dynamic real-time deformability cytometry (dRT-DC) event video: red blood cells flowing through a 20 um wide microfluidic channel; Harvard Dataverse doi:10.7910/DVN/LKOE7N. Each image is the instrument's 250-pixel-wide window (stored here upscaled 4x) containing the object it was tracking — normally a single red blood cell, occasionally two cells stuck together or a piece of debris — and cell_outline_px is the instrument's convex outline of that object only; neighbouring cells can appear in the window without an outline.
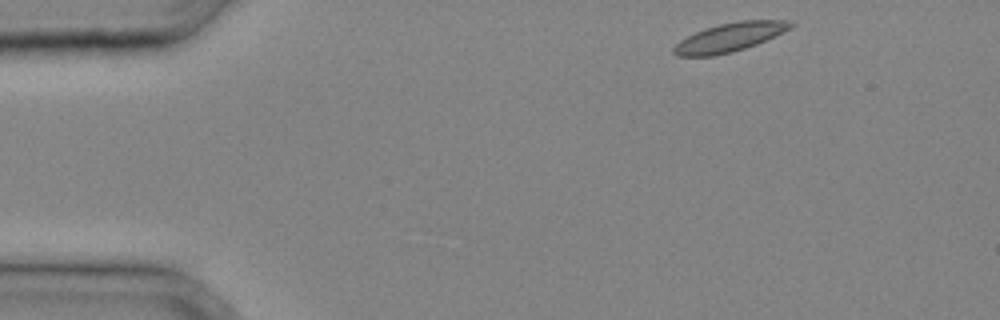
{"species": "common noctule bat (a hibernating species)", "species_latin": "Nyctalus noctula", "temperature_condition": "cold", "stored_images_in_passage": 27, "camera_frame_rate_fps": 3000, "um_per_image_px": 0.085, "animal": {"sex": "male", "body_mass_g": 20.4}, "frame": {"image": 1, "passage_image": 1, "time_ms": 0.0, "image_size_px": [1000, 320], "cell_outline_px": [[796, 24], [756, 44], [732, 52], [712, 56], [680, 56], [672, 52], [672, 48], [680, 40], [696, 32], [720, 24], [740, 20], [788, 20]], "centroid_in_image_um": [61.98, 3.17], "position_along_channel_um": 23.0, "area_um2": 19.07}}
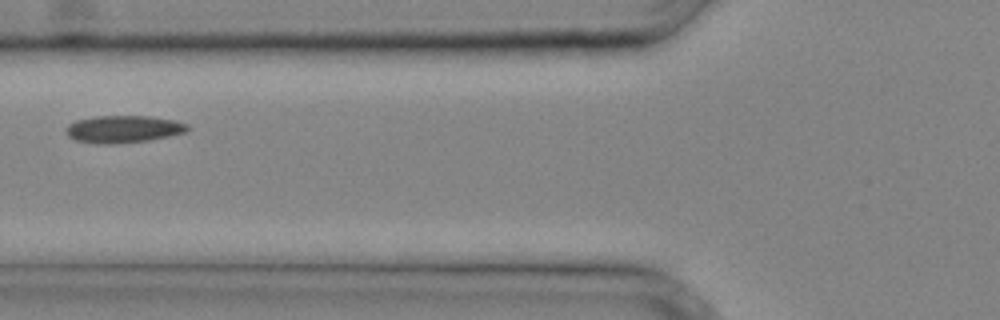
{"frame": {"image": 2, "passage_image": 10, "time_ms": 3.0, "image_size_px": [1000, 320], "cell_outline_px": [[188, 128], [184, 132], [168, 136], [148, 140], [112, 144], [96, 144], [76, 140], [68, 136], [64, 132], [64, 128], [68, 124], [76, 120], [96, 116], [148, 116], [172, 120], [188, 124]], "centroid_in_image_um": [10.4, 10.97], "position_along_channel_um": 115.4, "area_um2": 19.25}}
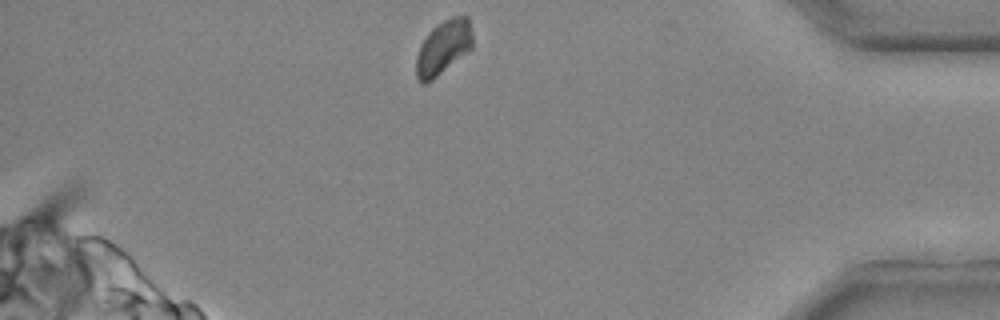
{"frame": {"image": 3, "passage_image": 27, "time_ms": 8.667, "image_size_px": [1000, 320], "cell_outline_px": [[472, 48], [432, 80], [424, 84], [416, 76], [416, 56], [420, 44], [428, 32], [436, 24], [452, 16], [468, 16], [472, 32]], "centroid_in_image_um": [37.67, 4.0], "position_along_channel_um": 397.5, "area_um2": 17.74}}